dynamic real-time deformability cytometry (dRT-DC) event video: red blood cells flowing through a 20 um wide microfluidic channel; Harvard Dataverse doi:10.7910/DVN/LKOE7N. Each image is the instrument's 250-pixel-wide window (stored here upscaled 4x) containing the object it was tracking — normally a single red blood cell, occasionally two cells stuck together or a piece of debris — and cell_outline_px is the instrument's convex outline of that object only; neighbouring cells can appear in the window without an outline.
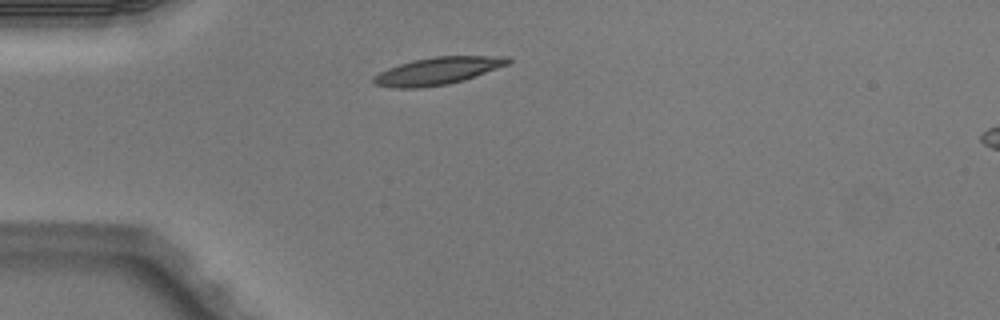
{"species": "Egyptian fruit bat (a non-hibernating species)", "species_latin": "Rousettus aegyptiacus", "temperature_condition": "warm", "stored_images_in_passage": 1, "camera_frame_rate_fps": 3000, "um_per_image_px": 0.085, "animal": {"sex": "male"}, "frame": {"image": 1, "passage_image": 1, "time_ms": 0.0, "image_size_px": [1000, 320], "cell_outline_px": [[512, 60], [508, 64], [464, 80], [448, 84], [416, 88], [396, 88], [376, 84], [372, 80], [372, 76], [388, 68], [412, 60], [436, 56], [508, 56]], "centroid_in_image_um": [37.2, 6.02], "position_along_channel_um": 47.8, "area_um2": 21.27}}